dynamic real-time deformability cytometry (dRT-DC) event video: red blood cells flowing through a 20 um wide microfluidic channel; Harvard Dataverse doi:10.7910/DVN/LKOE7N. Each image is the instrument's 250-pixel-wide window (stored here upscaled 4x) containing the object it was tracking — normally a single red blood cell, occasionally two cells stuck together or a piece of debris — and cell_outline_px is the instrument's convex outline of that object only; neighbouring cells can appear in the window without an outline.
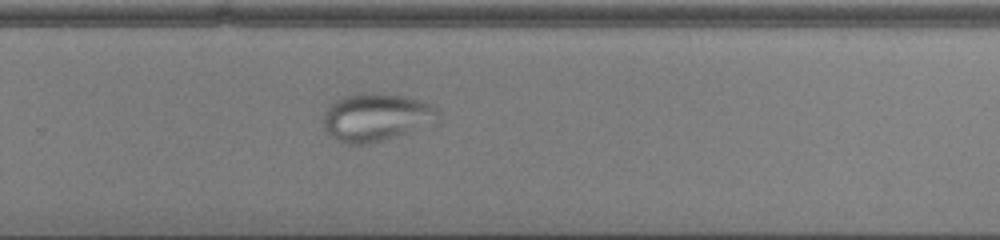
{"species": "common noctule bat (a hibernating species)", "species_latin": "Nyctalus noctula", "temperature_condition": "cold", "stored_images_in_passage": 53, "camera_frame_rate_fps": 3000, "um_per_image_px": 0.085, "animal": {"sex": "male", "body_mass_g": 13.0, "forearm_length_mm": 53.1}, "frame": {"image": 1, "passage_image": 37, "time_ms": 12.0, "image_size_px": [1000, 240], "cell_outline_px": [[440, 116], [404, 132], [380, 140], [360, 144], [348, 144], [332, 136], [324, 128], [324, 112], [336, 100], [344, 96], [356, 92], [368, 92], [404, 96], [420, 100], [436, 108], [440, 112]], "centroid_in_image_um": [31.88, 9.91], "position_along_channel_um": 297.9, "area_um2": 30.69}}
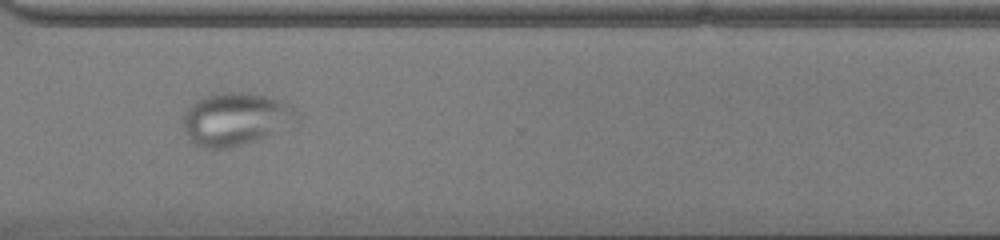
{"frame": {"image": 2, "passage_image": 41, "time_ms": 13.333, "image_size_px": [1000, 240], "cell_outline_px": [[300, 116], [296, 120], [256, 140], [228, 148], [208, 148], [196, 144], [184, 132], [184, 112], [196, 100], [204, 96], [216, 92], [240, 92], [264, 96], [280, 100], [288, 104]], "centroid_in_image_um": [19.96, 10.09], "position_along_channel_um": 350.6, "area_um2": 34.1}}
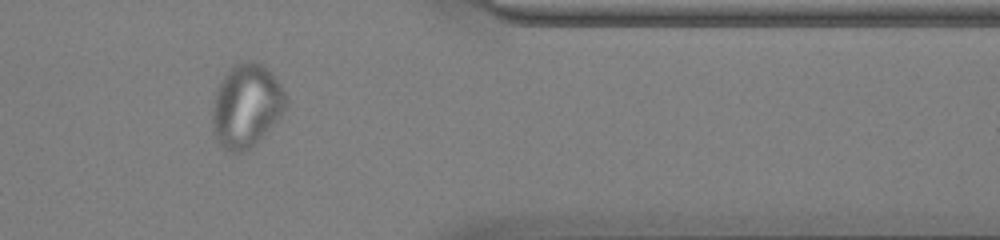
{"frame": {"image": 3, "passage_image": 45, "time_ms": 14.667, "image_size_px": [1000, 240], "cell_outline_px": [[288, 104], [284, 112], [248, 148], [240, 152], [232, 152], [224, 148], [220, 144], [212, 128], [212, 108], [216, 92], [224, 76], [232, 64], [248, 60], [252, 60], [264, 64], [272, 72], [280, 84], [288, 100]], "centroid_in_image_um": [20.95, 8.92], "position_along_channel_um": 390.5, "area_um2": 35.32}}